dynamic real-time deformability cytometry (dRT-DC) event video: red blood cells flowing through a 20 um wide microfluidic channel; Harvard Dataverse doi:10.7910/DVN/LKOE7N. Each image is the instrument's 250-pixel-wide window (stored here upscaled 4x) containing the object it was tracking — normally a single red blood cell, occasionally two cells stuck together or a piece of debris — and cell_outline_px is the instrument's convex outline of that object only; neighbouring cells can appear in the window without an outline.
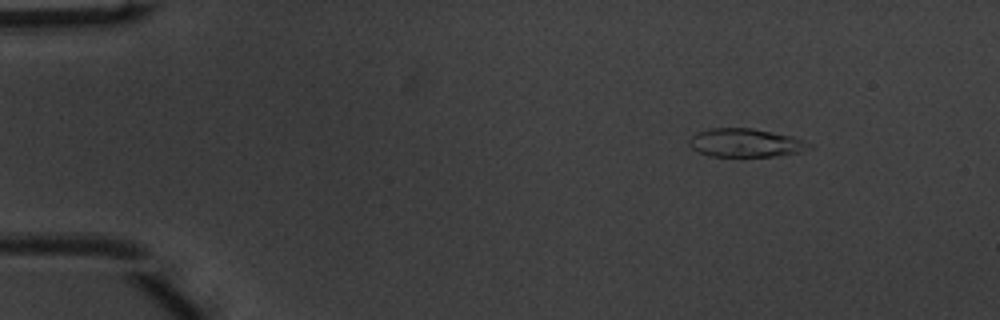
{"species": "common noctule bat (a hibernating species)", "species_latin": "Nyctalus noctula", "temperature_condition": "warm", "stored_images_in_passage": 49, "camera_frame_rate_fps": 3000, "um_per_image_px": 0.085, "animal": {"sex": "male", "body_mass_g": 20.1, "forearm_length_mm": 53.5}, "frame": {"image": 1, "passage_image": 7, "time_ms": 2.0, "image_size_px": [1000, 320], "cell_outline_px": [[816, 144], [812, 148], [800, 152], [772, 156], [712, 156], [700, 152], [692, 148], [688, 144], [688, 140], [696, 132], [708, 128], [752, 128], [792, 136]], "centroid_in_image_um": [63.41, 12.13], "position_along_channel_um": 21.6, "area_um2": 20.0}}
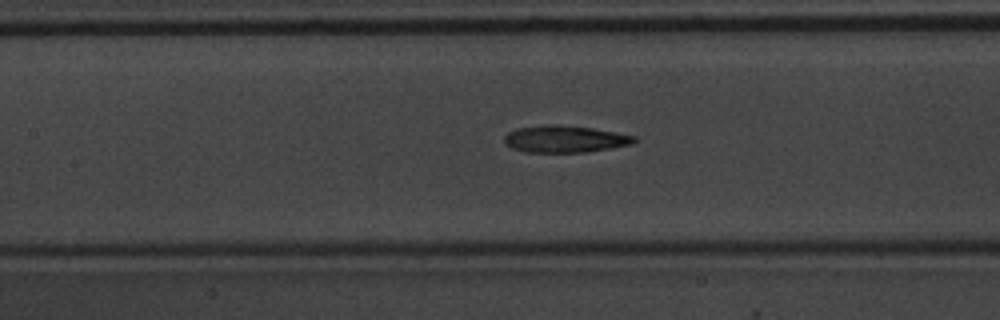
{"frame": {"image": 2, "passage_image": 24, "time_ms": 7.667, "image_size_px": [1000, 320], "cell_outline_px": [[636, 140], [632, 144], [612, 148], [588, 152], [528, 152], [512, 148], [504, 144], [504, 136], [508, 132], [516, 128], [544, 124], [556, 124], [592, 128], [616, 132], [636, 136]], "centroid_in_image_um": [48.0, 11.81], "position_along_channel_um": 159.4, "area_um2": 20.58}}
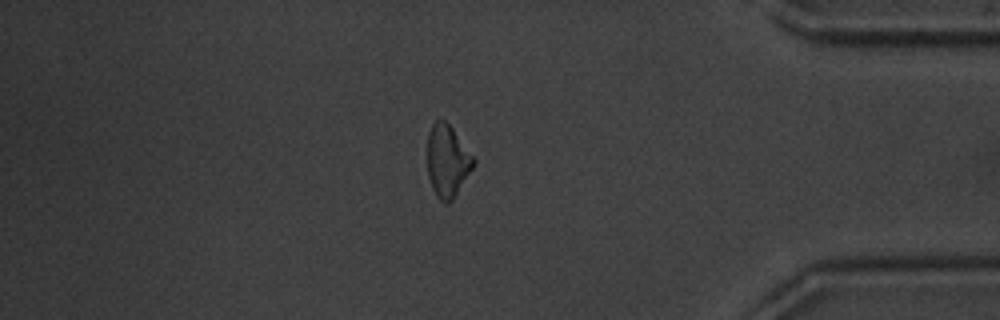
{"frame": {"image": 3, "passage_image": 44, "time_ms": 14.333, "image_size_px": [1000, 320], "cell_outline_px": [[476, 164], [452, 200], [448, 204], [444, 204], [436, 196], [432, 188], [428, 176], [428, 132], [432, 124], [440, 116], [452, 128], [476, 160]], "centroid_in_image_um": [38.03, 13.68], "position_along_channel_um": 397.2, "area_um2": 19.48}, "authors_computed_cell_mechanics": {"area_um2": 20.4034, "velocity_mm_per_s": 3.9912, "shape_relaxation_time_tau1_ms": 5.6491, "shape_relaxation_time_tau2_ms": 9.8252, "deformation_change_tau1": 0.1668, "deformation_change_tau2": 0.2333}}